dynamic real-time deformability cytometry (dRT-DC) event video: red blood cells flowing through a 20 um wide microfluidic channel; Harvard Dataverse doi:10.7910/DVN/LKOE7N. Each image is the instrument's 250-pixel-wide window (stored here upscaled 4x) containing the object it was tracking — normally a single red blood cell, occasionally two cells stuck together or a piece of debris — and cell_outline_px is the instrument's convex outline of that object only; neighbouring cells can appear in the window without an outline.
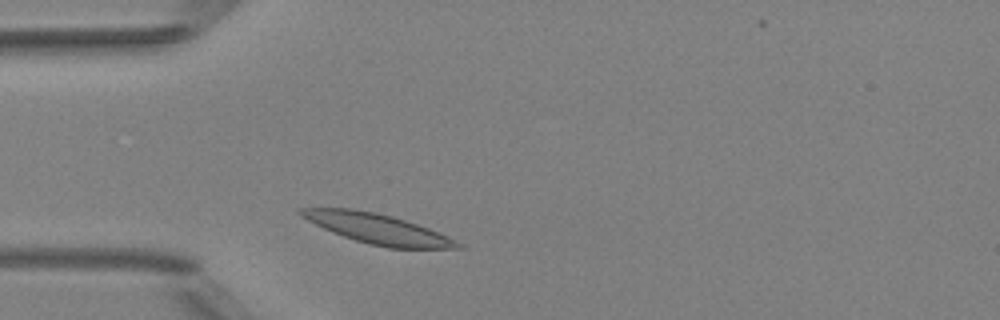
{"species": "Egyptian fruit bat (a non-hibernating species)", "species_latin": "Rousettus aegyptiacus", "temperature_condition": "room temperature", "stored_images_in_passage": 2, "camera_frame_rate_fps": 3000, "um_per_image_px": 0.085, "animal": {"sex": "female"}, "frame": {"image": 1, "passage_image": 2, "time_ms": 1.0, "image_size_px": [1000, 320], "cell_outline_px": [[464, 248], [388, 248], [368, 244], [332, 232], [300, 216], [296, 212], [296, 208], [352, 208], [376, 212], [392, 216], [428, 228], [464, 244]], "centroid_in_image_um": [32.06, 19.43], "position_along_channel_um": 52.9, "area_um2": 27.17}}